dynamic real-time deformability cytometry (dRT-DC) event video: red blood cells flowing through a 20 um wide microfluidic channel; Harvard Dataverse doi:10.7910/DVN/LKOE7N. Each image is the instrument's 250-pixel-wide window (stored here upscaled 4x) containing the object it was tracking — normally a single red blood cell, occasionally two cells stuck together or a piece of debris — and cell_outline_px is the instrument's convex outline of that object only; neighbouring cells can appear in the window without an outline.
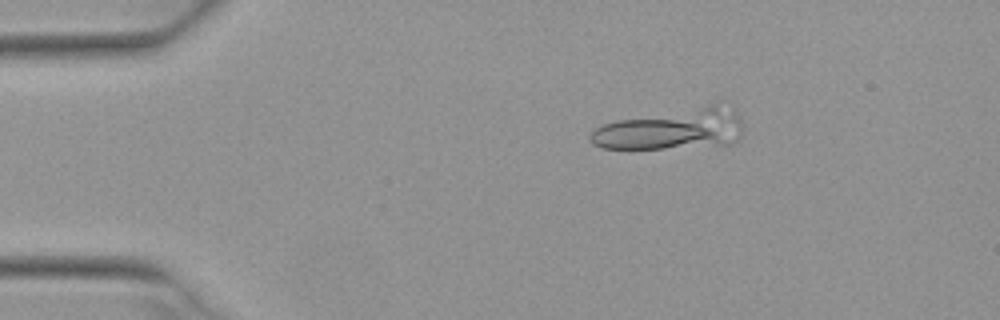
{"species": "Egyptian fruit bat (a non-hibernating species)", "species_latin": "Rousettus aegyptiacus", "temperature_condition": "warm", "stored_images_in_passage": 32, "camera_frame_rate_fps": 3000, "um_per_image_px": 0.085, "animal": {"sex": "female"}, "frame": {"image": 1, "passage_image": 1, "time_ms": 0.0, "image_size_px": [1000, 320], "cell_outline_px": [[740, 136], [732, 144], [664, 148], [604, 148], [592, 144], [588, 140], [588, 136], [596, 128], [604, 124], [616, 120], [716, 100], [736, 112], [740, 116]], "centroid_in_image_um": [57.12, 10.92], "position_along_channel_um": 27.9, "area_um2": 37.17}}
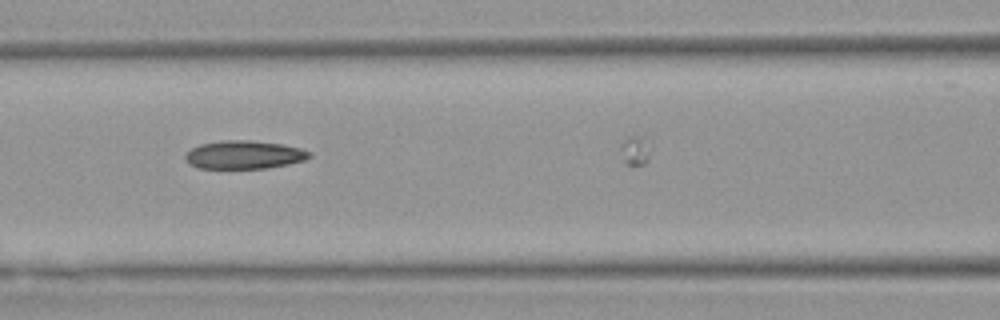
{"frame": {"image": 2, "passage_image": 14, "time_ms": 4.333, "image_size_px": [1000, 320], "cell_outline_px": [[312, 156], [304, 160], [288, 164], [268, 168], [196, 168], [188, 164], [184, 160], [184, 156], [192, 148], [200, 144], [220, 140], [252, 140], [280, 144], [300, 148], [312, 152]], "centroid_in_image_um": [20.72, 13.15], "position_along_channel_um": 145.9, "area_um2": 20.58}}
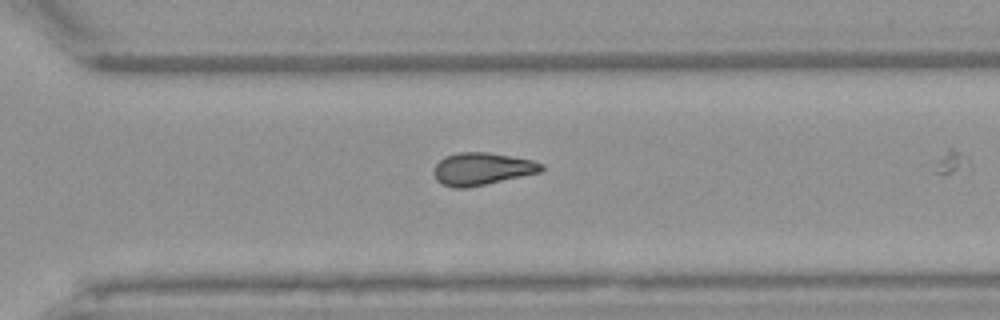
{"frame": {"image": 3, "passage_image": 28, "time_ms": 9.0, "image_size_px": [1000, 320], "cell_outline_px": [[544, 168], [540, 172], [468, 188], [452, 188], [436, 180], [432, 172], [432, 168], [444, 156], [460, 152], [488, 152], [512, 156], [532, 160], [544, 164]], "centroid_in_image_um": [40.94, 14.35], "position_along_channel_um": 329.7, "area_um2": 20.46}}